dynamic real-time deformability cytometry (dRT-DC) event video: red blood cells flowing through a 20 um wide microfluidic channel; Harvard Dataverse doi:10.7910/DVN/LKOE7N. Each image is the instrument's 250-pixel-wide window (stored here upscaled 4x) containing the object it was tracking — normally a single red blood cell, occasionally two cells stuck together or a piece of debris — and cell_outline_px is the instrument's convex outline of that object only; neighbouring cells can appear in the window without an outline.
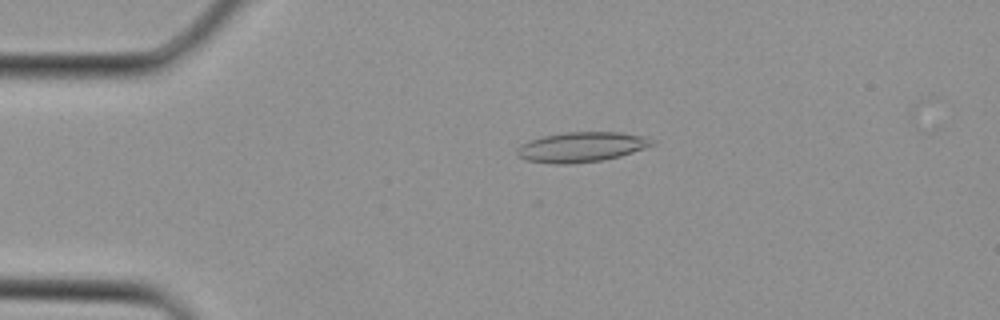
{"species": "Egyptian fruit bat (a non-hibernating species)", "species_latin": "Rousettus aegyptiacus", "temperature_condition": "cold", "stored_images_in_passage": 3, "camera_frame_rate_fps": 3000, "um_per_image_px": 0.085, "animal": {"sex": "female"}, "frame": {"image": 1, "passage_image": 2, "time_ms": 0.333, "image_size_px": [1000, 320], "cell_outline_px": [[656, 144], [620, 156], [600, 160], [568, 164], [556, 164], [528, 160], [520, 156], [516, 152], [516, 148], [520, 144], [544, 136], [564, 132], [620, 132], [644, 136], [656, 140]], "centroid_in_image_um": [49.46, 12.48], "position_along_channel_um": 35.5, "area_um2": 23.41}}